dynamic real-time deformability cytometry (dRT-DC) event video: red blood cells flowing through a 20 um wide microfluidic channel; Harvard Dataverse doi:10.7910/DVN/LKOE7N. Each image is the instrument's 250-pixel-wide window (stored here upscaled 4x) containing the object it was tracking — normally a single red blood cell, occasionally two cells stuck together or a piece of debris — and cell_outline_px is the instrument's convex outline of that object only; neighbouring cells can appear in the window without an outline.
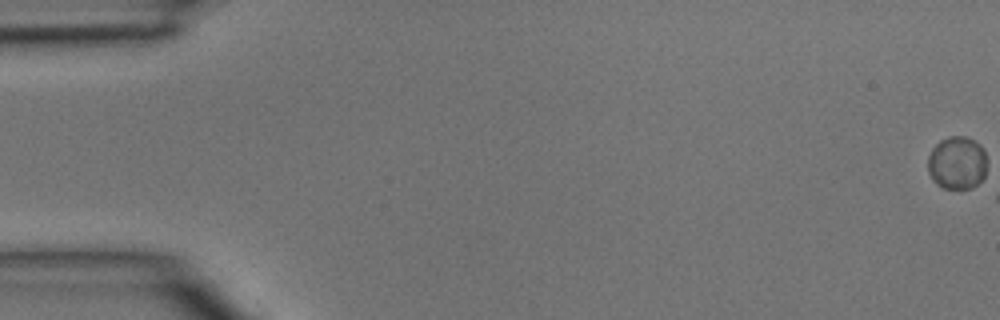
{"species": "common noctule bat (a hibernating species)", "species_latin": "Nyctalus noctula", "temperature_condition": "room temperature", "stored_images_in_passage": 6, "camera_frame_rate_fps": 3000, "um_per_image_px": 0.085, "animal": {"sex": "male", "body_mass_g": 15.6}, "frame": {"image": 1, "passage_image": 1, "time_ms": 0.0, "image_size_px": [1000, 320], "cell_outline_px": [[984, 176], [972, 188], [944, 188], [936, 184], [932, 180], [928, 172], [928, 156], [932, 148], [940, 140], [948, 136], [964, 136], [980, 144], [984, 152]], "centroid_in_image_um": [81.3, 13.83], "position_along_channel_um": 3.7, "area_um2": 18.03}}